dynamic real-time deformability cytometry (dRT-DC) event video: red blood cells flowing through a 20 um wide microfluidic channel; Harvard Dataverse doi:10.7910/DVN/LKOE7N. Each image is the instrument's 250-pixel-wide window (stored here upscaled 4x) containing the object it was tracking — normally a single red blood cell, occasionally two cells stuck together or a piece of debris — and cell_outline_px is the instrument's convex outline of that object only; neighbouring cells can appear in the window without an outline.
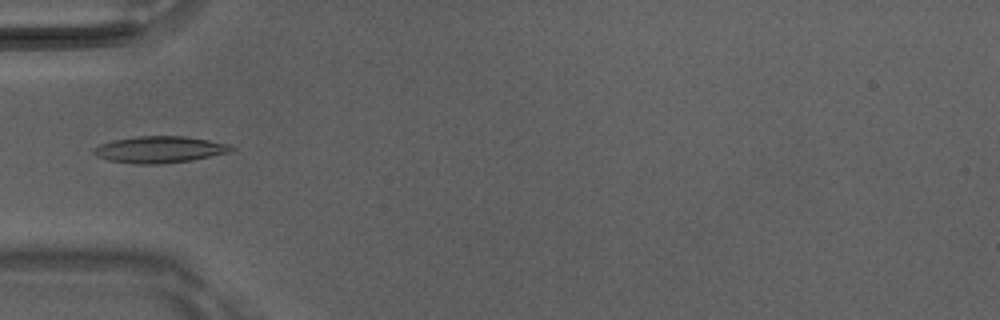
{"species": "Egyptian fruit bat (a non-hibernating species)", "species_latin": "Rousettus aegyptiacus", "temperature_condition": "room temperature", "stored_images_in_passage": 5, "camera_frame_rate_fps": 3000, "um_per_image_px": 0.085, "animal": {"sex": "male"}, "frame": {"image": 1, "passage_image": 4, "time_ms": 1.0, "image_size_px": [1000, 320], "cell_outline_px": [[236, 148], [232, 152], [192, 160], [164, 164], [136, 164], [108, 160], [96, 156], [92, 152], [92, 148], [100, 144], [112, 140], [136, 136], [184, 136], [232, 144]], "centroid_in_image_um": [13.59, 12.71], "position_along_channel_um": 71.4, "area_um2": 21.68}}